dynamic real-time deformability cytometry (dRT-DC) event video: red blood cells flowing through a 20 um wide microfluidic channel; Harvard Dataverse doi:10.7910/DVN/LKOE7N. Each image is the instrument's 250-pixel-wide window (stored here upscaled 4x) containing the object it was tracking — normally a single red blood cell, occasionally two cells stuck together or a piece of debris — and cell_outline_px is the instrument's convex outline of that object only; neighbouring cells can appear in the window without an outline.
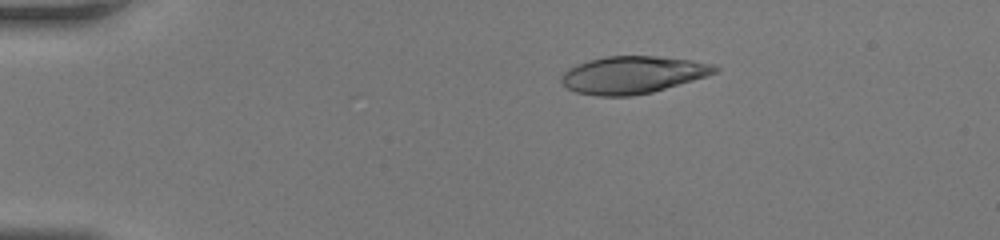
{"species": "human", "species_latin": "Homo sapiens", "temperature_condition": "room temperature", "stored_images_in_passage": 48, "camera_frame_rate_fps": 3000, "um_per_image_px": 0.085, "donor": {"sex": "female"}, "frame": {"image": 1, "passage_image": 10, "time_ms": 3.0, "image_size_px": [1000, 240], "cell_outline_px": [[720, 68], [716, 72], [692, 80], [652, 92], [632, 96], [596, 96], [576, 92], [568, 88], [560, 80], [560, 76], [568, 68], [576, 64], [588, 60], [608, 56], [656, 56], [692, 60], [716, 64]], "centroid_in_image_um": [53.75, 6.35], "position_along_channel_um": 31.2, "area_um2": 33.35}}
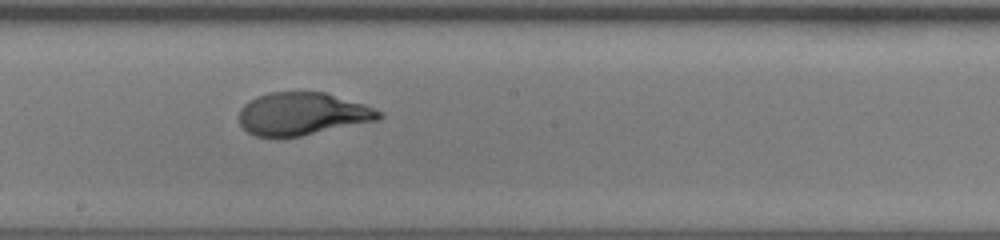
{"frame": {"image": 2, "passage_image": 28, "time_ms": 9.0, "image_size_px": [1000, 240], "cell_outline_px": [[384, 116], [380, 120], [300, 136], [256, 136], [248, 132], [240, 124], [240, 108], [244, 104], [256, 96], [268, 92], [324, 92], [364, 104], [384, 112]], "centroid_in_image_um": [25.74, 9.67], "position_along_channel_um": 222.5, "area_um2": 34.74}}
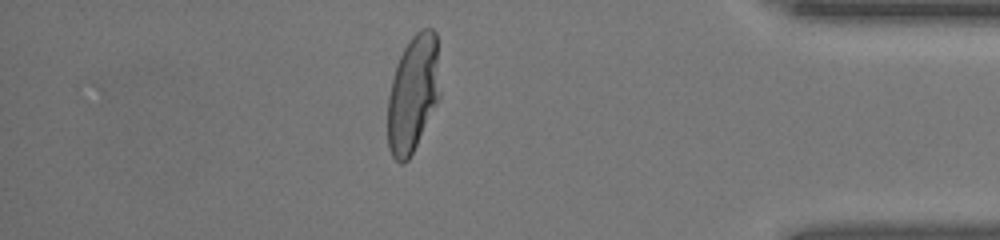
{"frame": {"image": 3, "passage_image": 42, "time_ms": 13.667, "image_size_px": [1000, 240], "cell_outline_px": [[440, 96], [408, 160], [404, 164], [400, 164], [392, 156], [388, 148], [388, 96], [392, 76], [396, 64], [404, 48], [412, 36], [416, 32], [424, 28], [432, 28], [436, 32], [440, 92]], "centroid_in_image_um": [35.09, 7.94], "position_along_channel_um": 400.1, "area_um2": 35.49}}